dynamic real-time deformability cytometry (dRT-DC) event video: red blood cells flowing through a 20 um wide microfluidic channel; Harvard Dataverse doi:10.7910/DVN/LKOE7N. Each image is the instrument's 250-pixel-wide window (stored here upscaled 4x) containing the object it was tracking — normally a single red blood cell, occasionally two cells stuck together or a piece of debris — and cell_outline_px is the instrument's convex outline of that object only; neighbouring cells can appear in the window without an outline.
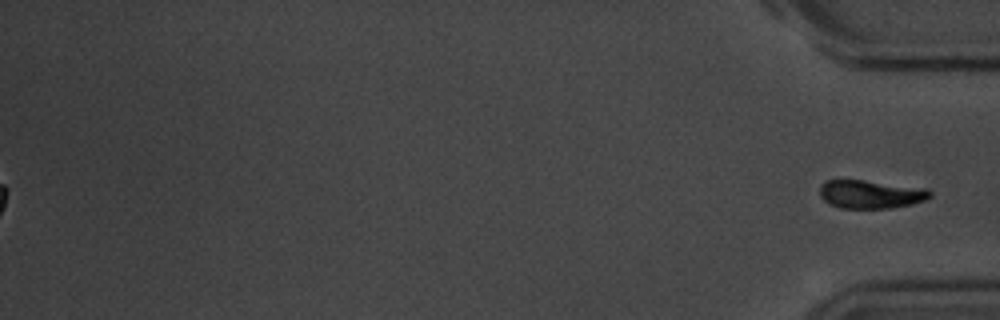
{"species": "common noctule bat (a hibernating species)", "species_latin": "Nyctalus noctula", "temperature_condition": "room temperature", "stored_images_in_passage": 59, "segment_of_instrument_passage": [2, 2], "camera_frame_rate_fps": 3000, "um_per_image_px": 0.085, "animal": {"sex": "male", "body_mass_g": 20.1, "forearm_length_mm": 53.5}, "frame": {"image": 1, "passage_image": 59, "time_ms": 19.333, "image_size_px": [1000, 320], "cell_outline_px": [[932, 196], [924, 200], [912, 204], [892, 208], [840, 208], [824, 200], [820, 196], [820, 184], [824, 180], [864, 180], [928, 188], [932, 192]], "centroid_in_image_um": [74.03, 16.5], "position_along_channel_um": 361.2, "area_um2": 18.32}}